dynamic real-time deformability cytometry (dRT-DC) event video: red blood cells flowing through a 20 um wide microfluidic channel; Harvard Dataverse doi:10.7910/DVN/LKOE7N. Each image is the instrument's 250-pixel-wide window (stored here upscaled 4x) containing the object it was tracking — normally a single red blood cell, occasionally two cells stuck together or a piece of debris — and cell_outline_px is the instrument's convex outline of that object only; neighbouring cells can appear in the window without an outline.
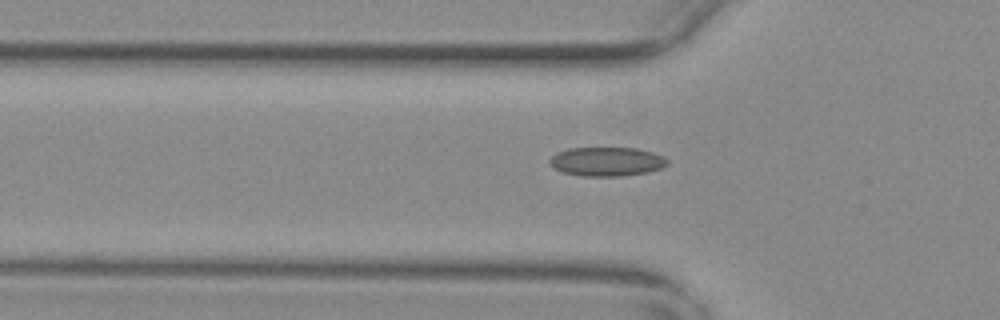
{"species": "common noctule bat (a hibernating species)", "species_latin": "Nyctalus noctula", "temperature_condition": "warm", "stored_images_in_passage": 40, "camera_frame_rate_fps": 3000, "um_per_image_px": 0.085, "animal": {"sex": "female", "body_mass_g": 29.2, "forearm_length_mm": 56.3}, "frame": {"image": 1, "passage_image": 3, "time_ms": 0.667, "image_size_px": [1000, 320], "cell_outline_px": [[668, 164], [660, 168], [648, 172], [620, 176], [580, 176], [564, 172], [556, 168], [548, 160], [556, 152], [568, 148], [636, 148], [652, 152], [668, 160]], "centroid_in_image_um": [51.56, 13.73], "position_along_channel_um": 74.2, "area_um2": 19.71}}
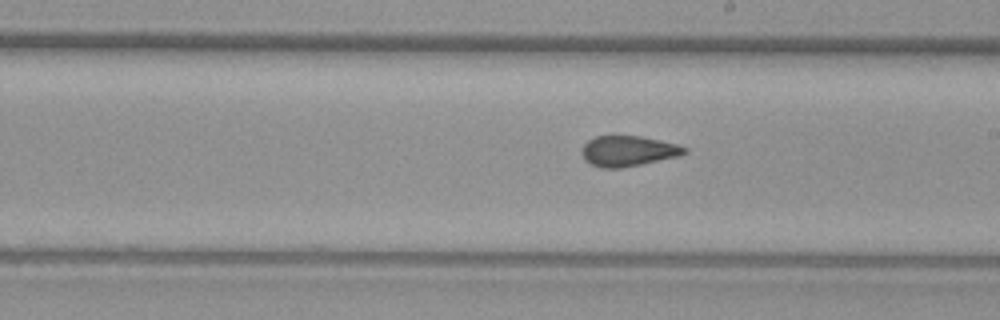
{"frame": {"image": 2, "passage_image": 16, "time_ms": 5.0, "image_size_px": [1000, 320], "cell_outline_px": [[688, 152], [680, 156], [620, 168], [600, 168], [584, 160], [580, 152], [584, 144], [588, 140], [596, 136], [640, 136], [660, 140], [676, 144], [688, 148]], "centroid_in_image_um": [53.38, 12.84], "position_along_channel_um": 235.6, "area_um2": 18.26}}
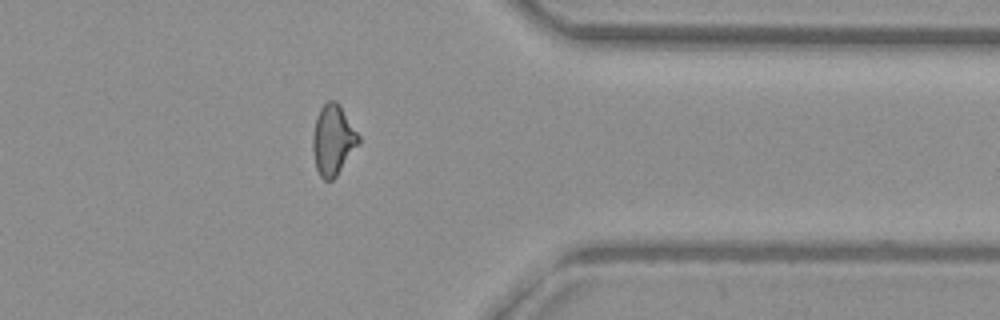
{"frame": {"image": 3, "passage_image": 29, "time_ms": 9.333, "image_size_px": [1000, 320], "cell_outline_px": [[360, 144], [336, 176], [332, 180], [324, 180], [320, 176], [316, 168], [312, 148], [312, 136], [316, 116], [320, 108], [328, 100], [336, 100], [360, 136]], "centroid_in_image_um": [28.3, 11.9], "position_along_channel_um": 383.1, "area_um2": 18.84}}